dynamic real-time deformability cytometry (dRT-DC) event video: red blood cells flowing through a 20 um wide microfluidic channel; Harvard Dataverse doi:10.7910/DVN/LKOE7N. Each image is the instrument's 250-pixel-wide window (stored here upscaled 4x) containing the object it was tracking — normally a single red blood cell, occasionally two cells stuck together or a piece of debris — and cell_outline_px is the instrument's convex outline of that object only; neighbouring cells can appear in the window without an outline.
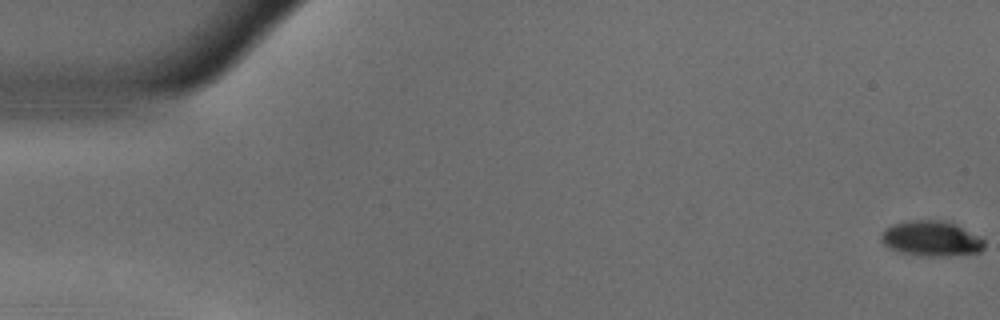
{"species": "common noctule bat (a hibernating species)", "species_latin": "Nyctalus noctula", "temperature_condition": "warm", "stored_images_in_passage": 56, "camera_frame_rate_fps": 3000, "um_per_image_px": 0.085, "animal": {"sex": "male", "body_mass_g": 18.8}, "frame": {"image": 1, "passage_image": 1, "time_ms": 0.0, "image_size_px": [1000, 320], "cell_outline_px": [[984, 248], [980, 252], [948, 256], [916, 256], [900, 252], [888, 248], [880, 240], [880, 232], [884, 228], [892, 224], [912, 220], [952, 220], [980, 236], [984, 240]], "centroid_in_image_um": [79.16, 20.26], "position_along_channel_um": 5.8, "area_um2": 21.91}}
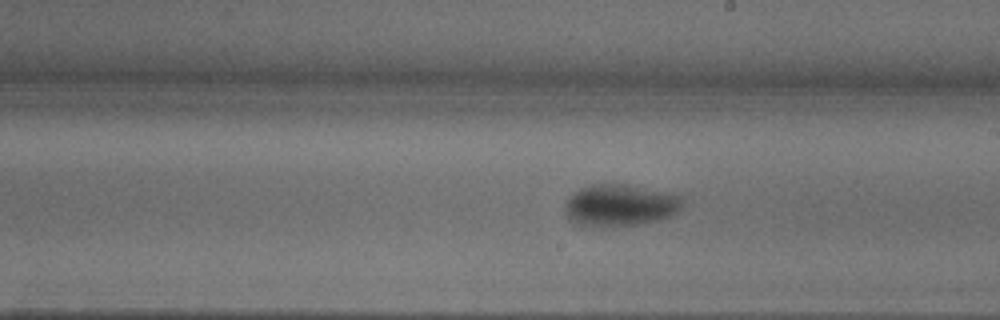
{"frame": {"image": 2, "passage_image": 32, "time_ms": 10.333, "image_size_px": [1000, 320], "cell_outline_px": [[684, 204], [672, 216], [640, 224], [576, 224], [564, 212], [564, 204], [568, 196], [580, 188], [592, 184], [624, 184], [668, 192], [680, 196], [684, 200]], "centroid_in_image_um": [52.72, 17.4], "position_along_channel_um": 236.3, "area_um2": 28.15}}
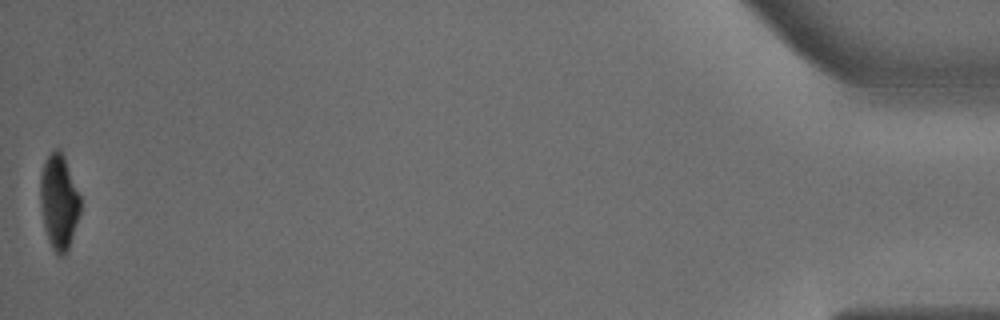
{"frame": {"image": 3, "passage_image": 56, "time_ms": 18.333, "image_size_px": [1000, 320], "cell_outline_px": [[80, 212], [68, 248], [64, 256], [56, 256], [52, 248], [44, 228], [40, 204], [40, 176], [44, 160], [56, 148], [60, 148], [64, 156], [80, 196]], "centroid_in_image_um": [4.99, 17.15], "position_along_channel_um": 430.2, "area_um2": 22.08}, "authors_computed_cell_mechanics": {"area_um2": 25.3453, "velocity_mm_per_s": 3.6315, "shape_relaxation_time_tau1_ms": 7.7717, "shape_relaxation_time_tau2_ms": 1.305, "deformation_change_tau1": 0.2446, "deformation_change_tau2": 0.0408}}